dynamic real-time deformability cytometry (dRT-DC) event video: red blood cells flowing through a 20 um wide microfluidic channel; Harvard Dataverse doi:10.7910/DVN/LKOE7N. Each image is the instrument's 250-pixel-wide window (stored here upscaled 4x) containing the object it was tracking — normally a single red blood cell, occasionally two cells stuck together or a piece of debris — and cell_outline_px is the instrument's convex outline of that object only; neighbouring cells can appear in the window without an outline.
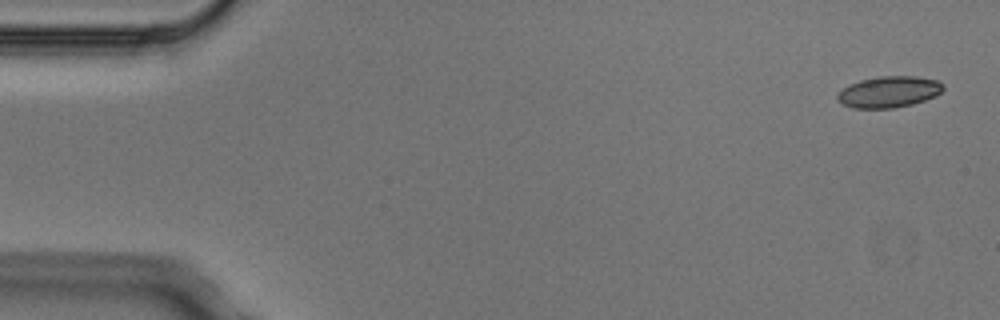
{"species": "Egyptian fruit bat (a non-hibernating species)", "species_latin": "Rousettus aegyptiacus", "temperature_condition": "cold", "stored_images_in_passage": 4, "camera_frame_rate_fps": 3000, "um_per_image_px": 0.085, "animal": {"sex": "male"}, "frame": {"image": 1, "passage_image": 1, "time_ms": 0.0, "image_size_px": [1000, 320], "cell_outline_px": [[944, 88], [936, 96], [912, 104], [892, 108], [852, 108], [836, 100], [836, 96], [844, 88], [860, 80], [880, 76], [916, 76], [936, 80], [944, 84]], "centroid_in_image_um": [75.57, 7.81], "position_along_channel_um": 9.4, "area_um2": 19.13}}
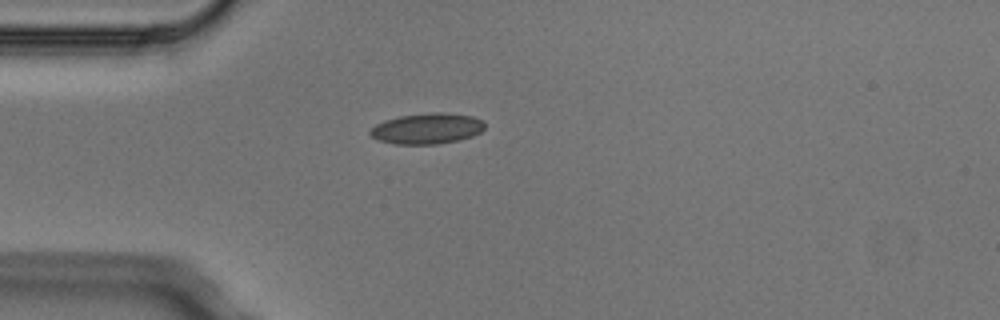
{"frame": {"image": 2, "passage_image": 4, "time_ms": 1.0, "image_size_px": [1000, 320], "cell_outline_px": [[484, 128], [480, 132], [472, 136], [460, 140], [436, 144], [396, 144], [380, 140], [372, 136], [368, 132], [376, 124], [384, 120], [400, 116], [432, 112], [444, 112], [472, 116], [484, 120]], "centroid_in_image_um": [36.32, 10.92], "position_along_channel_um": 48.7, "area_um2": 20.52}}